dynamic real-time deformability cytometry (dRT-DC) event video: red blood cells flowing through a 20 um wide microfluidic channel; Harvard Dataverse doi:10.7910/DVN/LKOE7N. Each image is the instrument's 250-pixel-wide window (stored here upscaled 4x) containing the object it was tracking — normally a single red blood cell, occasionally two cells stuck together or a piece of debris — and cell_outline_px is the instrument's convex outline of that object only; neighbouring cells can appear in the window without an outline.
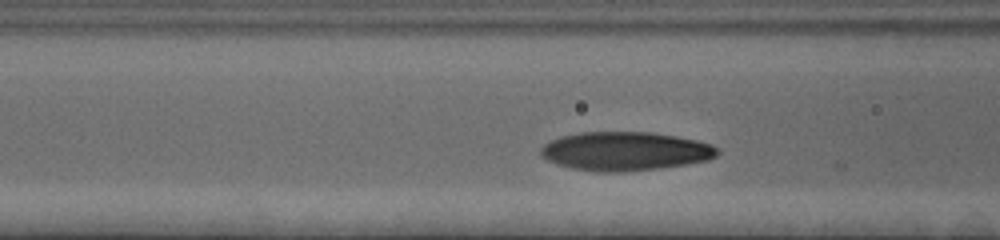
{"species": "human", "species_latin": "Homo sapiens", "temperature_condition": "cold", "stored_images_in_passage": 36, "camera_frame_rate_fps": 3000, "um_per_image_px": 0.085, "donor": {"sex": "female"}, "frame": {"image": 1, "passage_image": 12, "time_ms": 3.667, "image_size_px": [1000, 240], "cell_outline_px": [[720, 152], [716, 156], [708, 160], [660, 168], [624, 172], [596, 172], [572, 168], [548, 160], [540, 156], [540, 148], [544, 144], [560, 136], [580, 132], [652, 132], [676, 136], [696, 140], [712, 144], [720, 148]], "centroid_in_image_um": [53.15, 12.85], "position_along_channel_um": 113.4, "area_um2": 40.06}}
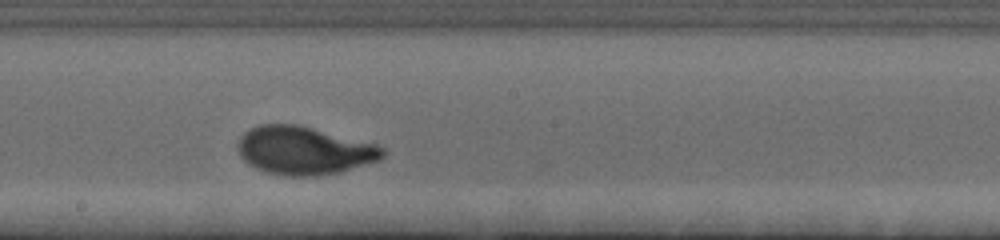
{"frame": {"image": 2, "passage_image": 21, "time_ms": 6.667, "image_size_px": [1000, 240], "cell_outline_px": [[384, 156], [380, 160], [340, 172], [316, 176], [284, 176], [268, 172], [256, 168], [248, 164], [240, 156], [236, 144], [236, 140], [244, 132], [260, 124], [296, 124], [376, 144], [384, 148]], "centroid_in_image_um": [25.81, 12.8], "position_along_channel_um": 222.4, "area_um2": 40.63}}
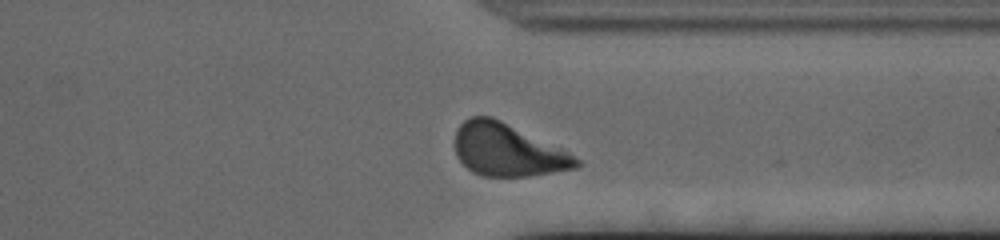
{"frame": {"image": 3, "passage_image": 33, "time_ms": 10.667, "image_size_px": [1000, 240], "cell_outline_px": [[580, 168], [528, 176], [480, 176], [472, 172], [456, 156], [456, 128], [468, 116], [492, 116], [568, 152], [580, 160]], "centroid_in_image_um": [43.12, 12.75], "position_along_channel_um": 368.3, "area_um2": 36.88}, "authors_computed_cell_mechanics": {"area_um2": 38.6104, "velocity_mm_per_s": 3.6423, "shape_relaxation_time_tau1_ms": 2.6696, "shape_relaxation_time_tau2_ms": 0.9819, "deformation_change_tau1": 0.2042, "deformation_change_tau2": 0.0634}}